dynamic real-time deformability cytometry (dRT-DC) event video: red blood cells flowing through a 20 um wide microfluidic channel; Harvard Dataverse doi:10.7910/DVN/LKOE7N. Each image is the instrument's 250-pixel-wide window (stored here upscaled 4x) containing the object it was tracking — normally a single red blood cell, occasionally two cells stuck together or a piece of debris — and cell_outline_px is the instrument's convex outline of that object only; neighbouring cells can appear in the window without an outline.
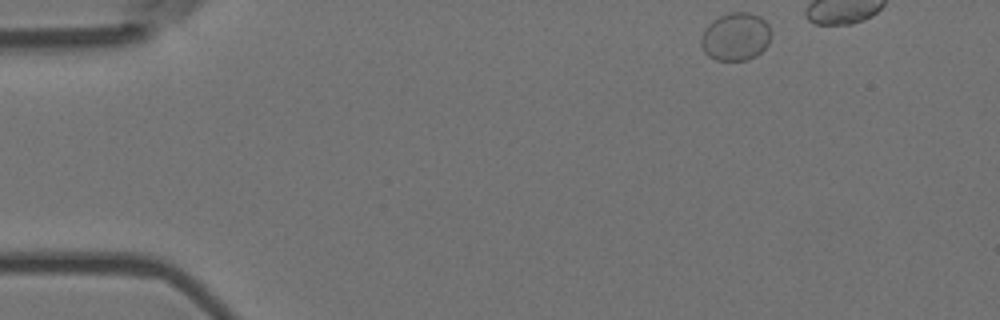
{"species": "Egyptian fruit bat (a non-hibernating species)", "species_latin": "Rousettus aegyptiacus", "temperature_condition": "room temperature", "stored_images_in_passage": 6, "camera_frame_rate_fps": 3000, "um_per_image_px": 0.085, "animal": {"sex": "female"}, "frame": {"image": 1, "passage_image": 1, "time_ms": 0.0, "image_size_px": [1000, 320], "cell_outline_px": [[772, 32], [768, 44], [756, 56], [748, 60], [716, 60], [708, 56], [704, 52], [700, 44], [700, 40], [704, 28], [712, 20], [728, 12], [748, 12], [760, 16], [768, 24]], "centroid_in_image_um": [62.52, 3.11], "position_along_channel_um": 22.5, "area_um2": 19.83}}
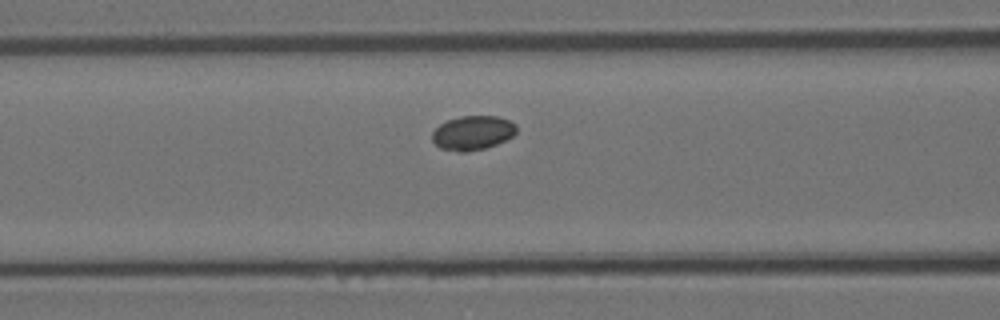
{"frame": {"image": 2, "passage_image": 6, "time_ms": 1.667, "image_size_px": [1000, 320], "cell_outline_px": [[516, 132], [512, 136], [496, 144], [484, 148], [468, 152], [456, 152], [440, 148], [432, 140], [432, 132], [440, 124], [448, 120], [460, 116], [496, 116], [508, 120], [516, 124]], "centroid_in_image_um": [40.16, 11.3], "position_along_channel_um": 126.4, "area_um2": 16.76}}